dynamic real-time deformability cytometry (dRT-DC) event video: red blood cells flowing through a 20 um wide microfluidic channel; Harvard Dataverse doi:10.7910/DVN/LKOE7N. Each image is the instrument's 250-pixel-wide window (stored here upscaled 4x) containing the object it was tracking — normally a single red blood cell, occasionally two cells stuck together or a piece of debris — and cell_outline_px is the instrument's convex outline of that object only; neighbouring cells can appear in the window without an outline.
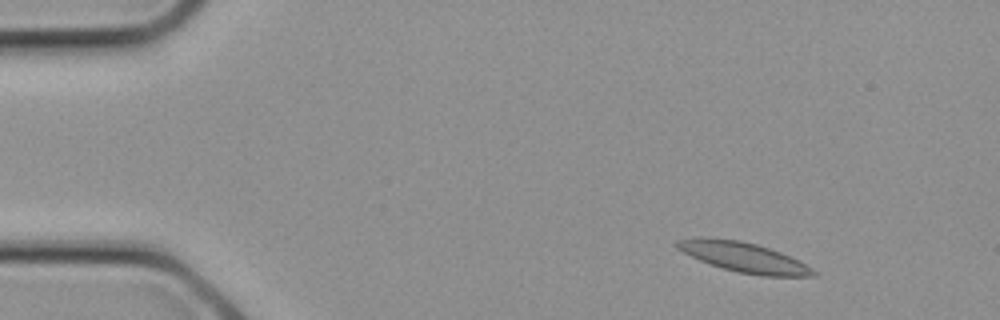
{"species": "common noctule bat (a hibernating species)", "species_latin": "Nyctalus noctula", "temperature_condition": "cold", "stored_images_in_passage": 15, "camera_frame_rate_fps": 3000, "um_per_image_px": 0.085, "animal": {"sex": "female", "body_mass_g": 21.9}, "frame": {"image": 1, "passage_image": 2, "time_ms": 0.333, "image_size_px": [1000, 320], "cell_outline_px": [[816, 276], [764, 276], [736, 272], [700, 260], [676, 248], [672, 244], [676, 240], [692, 236], [708, 236], [740, 240], [756, 244], [780, 252], [812, 268], [816, 272]], "centroid_in_image_um": [63.12, 21.83], "position_along_channel_um": 21.9, "area_um2": 23.76}}
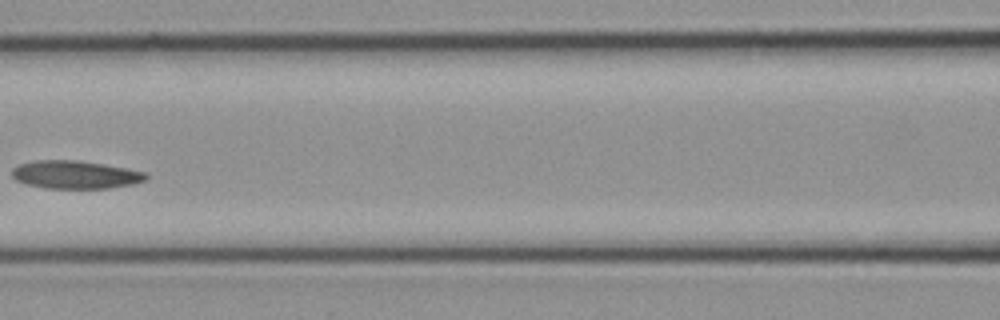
{"frame": {"image": 2, "passage_image": 11, "time_ms": 3.333, "image_size_px": [1000, 320], "cell_outline_px": [[148, 176], [144, 180], [132, 184], [108, 188], [44, 188], [28, 184], [16, 180], [12, 176], [12, 168], [20, 164], [36, 160], [80, 160], [128, 168], [148, 172]], "centroid_in_image_um": [6.42, 14.83], "position_along_channel_um": 160.2, "area_um2": 21.91}}
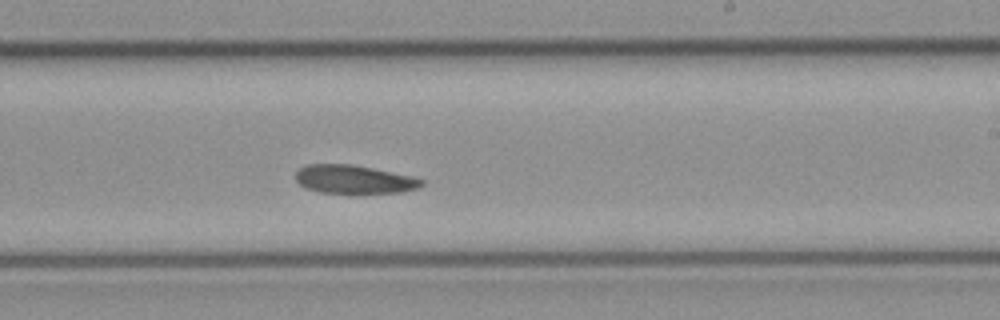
{"frame": {"image": 3, "passage_image": 15, "time_ms": 4.667, "image_size_px": [1000, 320], "cell_outline_px": [[424, 184], [420, 188], [400, 192], [320, 192], [304, 188], [296, 180], [296, 172], [304, 164], [352, 164], [412, 176], [424, 180]], "centroid_in_image_um": [30.08, 15.23], "position_along_channel_um": 258.9, "area_um2": 20.69}}